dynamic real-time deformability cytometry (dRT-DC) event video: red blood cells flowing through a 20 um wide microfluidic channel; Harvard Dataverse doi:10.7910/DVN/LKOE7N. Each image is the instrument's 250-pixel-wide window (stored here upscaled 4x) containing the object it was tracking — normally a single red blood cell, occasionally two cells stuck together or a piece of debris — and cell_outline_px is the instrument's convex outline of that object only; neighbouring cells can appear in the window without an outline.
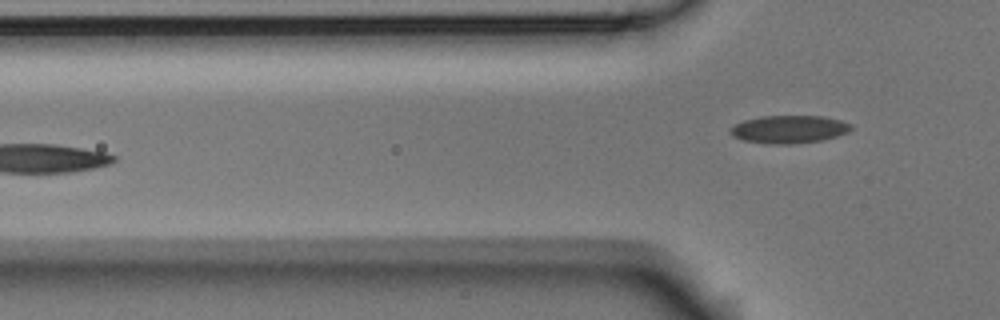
{"species": "Egyptian fruit bat (a non-hibernating species)", "species_latin": "Rousettus aegyptiacus", "temperature_condition": "room temperature", "stored_images_in_passage": 6, "camera_frame_rate_fps": 3000, "um_per_image_px": 0.085, "animal": {"sex": "male"}, "frame": {"image": 1, "passage_image": 6, "time_ms": 1.667, "image_size_px": [1000, 320], "cell_outline_px": [[852, 128], [848, 132], [836, 136], [820, 140], [792, 144], [768, 144], [744, 140], [732, 136], [728, 132], [736, 124], [744, 120], [760, 116], [824, 116], [840, 120], [852, 124]], "centroid_in_image_um": [67.07, 10.98], "position_along_channel_um": 58.7, "area_um2": 19.54}}